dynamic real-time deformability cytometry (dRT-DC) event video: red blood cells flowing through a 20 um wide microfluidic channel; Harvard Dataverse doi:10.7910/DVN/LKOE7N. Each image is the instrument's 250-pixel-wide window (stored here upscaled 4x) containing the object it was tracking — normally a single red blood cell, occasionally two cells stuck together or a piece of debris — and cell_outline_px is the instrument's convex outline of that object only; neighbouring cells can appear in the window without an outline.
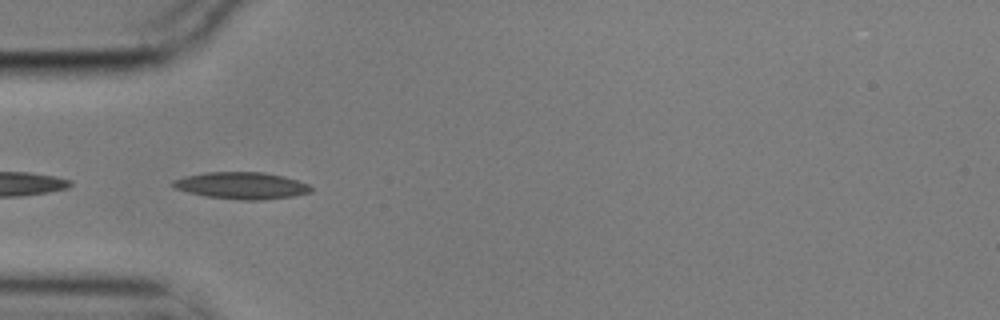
{"species": "common noctule bat (a hibernating species)", "species_latin": "Nyctalus noctula", "temperature_condition": "cold", "stored_images_in_passage": 9, "camera_frame_rate_fps": 3000, "um_per_image_px": 0.085, "animal": {"sex": "male", "body_mass_g": 17.9}, "frame": {"image": 1, "passage_image": 1, "time_ms": 0.0, "image_size_px": [1000, 320], "cell_outline_px": [[312, 192], [292, 196], [260, 200], [240, 200], [208, 196], [188, 192], [176, 188], [172, 184], [172, 180], [184, 176], [208, 172], [264, 172], [284, 176], [308, 184], [312, 188]], "centroid_in_image_um": [20.55, 15.77], "position_along_channel_um": 64.5, "area_um2": 21.44}}